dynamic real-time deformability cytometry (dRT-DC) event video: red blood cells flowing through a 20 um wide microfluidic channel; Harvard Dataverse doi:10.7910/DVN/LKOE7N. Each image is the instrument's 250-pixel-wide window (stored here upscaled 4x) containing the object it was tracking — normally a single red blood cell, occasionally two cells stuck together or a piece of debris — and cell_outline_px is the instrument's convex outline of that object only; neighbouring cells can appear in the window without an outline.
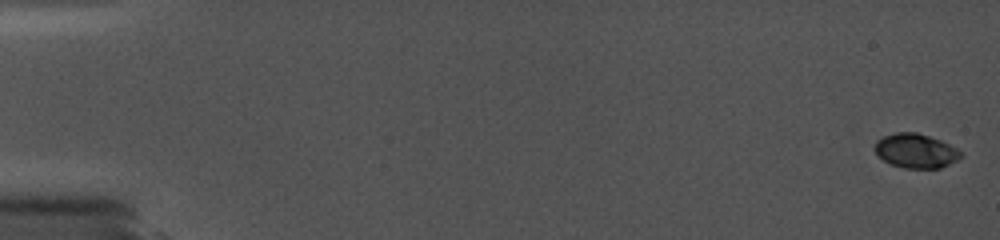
{"species": "common noctule bat (a hibernating species)", "species_latin": "Nyctalus noctula", "temperature_condition": "cold", "stored_images_in_passage": 18, "camera_frame_rate_fps": 5000, "um_per_image_px": 0.085, "animal": {"sex": "female", "body_mass_g": 19.0, "forearm_length_mm": 56.7}, "frame": {"image": 1, "passage_image": 1, "time_ms": 0.0, "image_size_px": [1000, 240], "cell_outline_px": [[964, 156], [940, 168], [904, 168], [892, 164], [884, 160], [876, 152], [876, 140], [884, 136], [896, 132], [916, 132], [940, 140], [956, 148]], "centroid_in_image_um": [77.85, 12.82], "position_along_channel_um": 7.1, "area_um2": 16.88}}
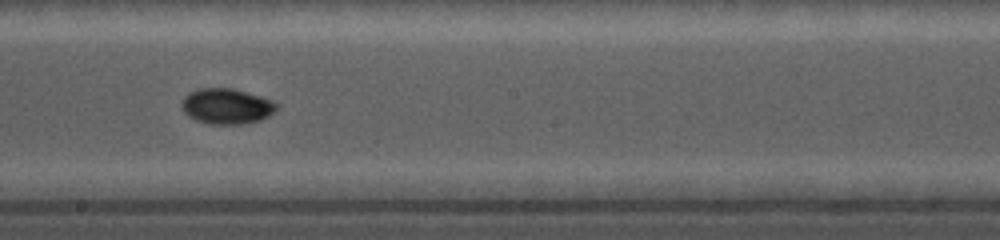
{"frame": {"image": 2, "passage_image": 10, "time_ms": 10.4, "image_size_px": [1000, 240], "cell_outline_px": [[280, 104], [276, 112], [260, 120], [244, 124], [208, 124], [196, 120], [188, 116], [180, 108], [180, 104], [184, 96], [188, 92], [200, 88], [232, 88], [260, 96], [272, 100]], "centroid_in_image_um": [19.26, 9.03], "position_along_channel_um": 228.9, "area_um2": 20.0}}
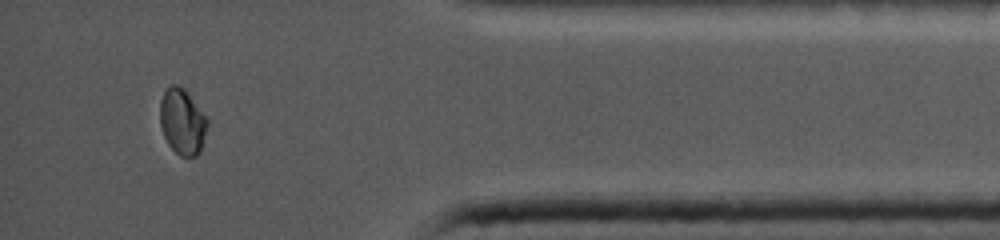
{"frame": {"image": 3, "passage_image": 16, "time_ms": 15.8, "image_size_px": [1000, 240], "cell_outline_px": [[208, 124], [200, 152], [196, 156], [180, 156], [168, 144], [164, 136], [160, 124], [160, 100], [164, 92], [172, 84], [176, 84], [184, 88], [188, 92], [208, 120]], "centroid_in_image_um": [15.49, 10.33], "position_along_channel_um": 419.7, "area_um2": 18.09}}